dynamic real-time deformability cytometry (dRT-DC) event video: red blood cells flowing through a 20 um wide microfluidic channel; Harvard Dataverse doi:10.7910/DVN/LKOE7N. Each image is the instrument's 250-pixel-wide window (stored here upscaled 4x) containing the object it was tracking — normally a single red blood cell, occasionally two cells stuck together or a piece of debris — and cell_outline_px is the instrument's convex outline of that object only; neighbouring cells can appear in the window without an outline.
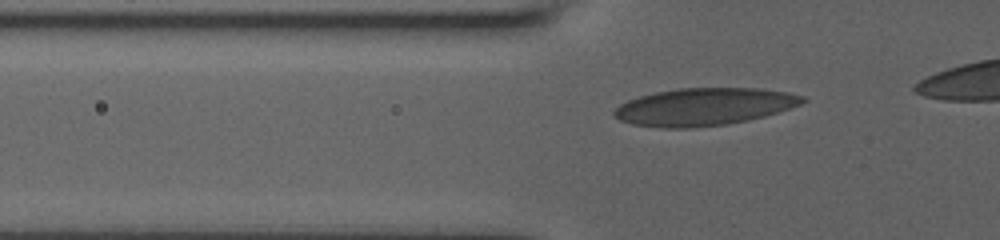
{"species": "human", "species_latin": "Homo sapiens", "temperature_condition": "room temperature", "stored_images_in_passage": 34, "camera_frame_rate_fps": 3000, "um_per_image_px": 0.085, "donor": {"sex": "male"}, "frame": {"image": 1, "passage_image": 8, "time_ms": 2.667, "image_size_px": [1000, 240], "cell_outline_px": [[808, 100], [800, 104], [764, 116], [748, 120], [728, 124], [692, 128], [664, 128], [632, 124], [620, 120], [612, 116], [612, 112], [620, 104], [628, 100], [640, 96], [656, 92], [680, 88], [760, 88], [788, 92], [804, 96]], "centroid_in_image_um": [59.83, 9.07], "position_along_channel_um": 66.0, "area_um2": 41.1}}
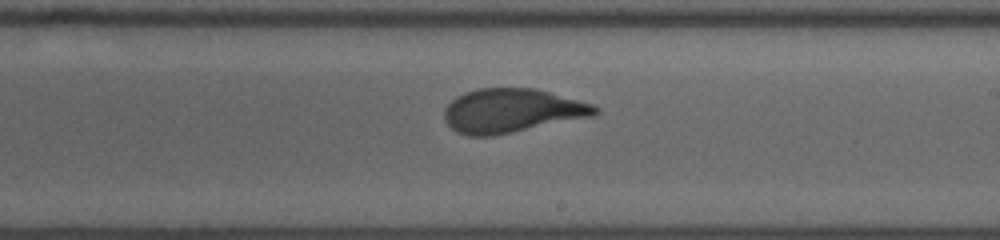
{"frame": {"image": 2, "passage_image": 21, "time_ms": 7.333, "image_size_px": [1000, 240], "cell_outline_px": [[600, 112], [592, 116], [492, 136], [468, 136], [456, 132], [444, 120], [444, 108], [456, 96], [464, 92], [476, 88], [536, 88], [592, 104], [600, 108]], "centroid_in_image_um": [43.47, 9.4], "position_along_channel_um": 245.5, "area_um2": 38.55}}
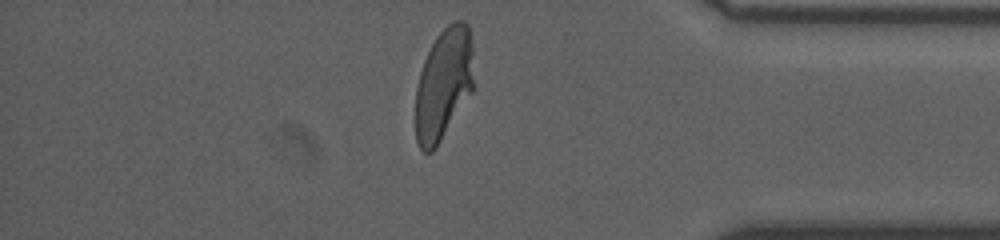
{"frame": {"image": 3, "passage_image": 33, "time_ms": 11.667, "image_size_px": [1000, 240], "cell_outline_px": [[472, 92], [436, 148], [432, 152], [424, 152], [420, 148], [416, 140], [416, 88], [420, 72], [424, 60], [436, 36], [448, 24], [456, 20], [464, 20], [468, 24], [472, 44]], "centroid_in_image_um": [37.7, 7.14], "position_along_channel_um": 397.5, "area_um2": 37.8}}